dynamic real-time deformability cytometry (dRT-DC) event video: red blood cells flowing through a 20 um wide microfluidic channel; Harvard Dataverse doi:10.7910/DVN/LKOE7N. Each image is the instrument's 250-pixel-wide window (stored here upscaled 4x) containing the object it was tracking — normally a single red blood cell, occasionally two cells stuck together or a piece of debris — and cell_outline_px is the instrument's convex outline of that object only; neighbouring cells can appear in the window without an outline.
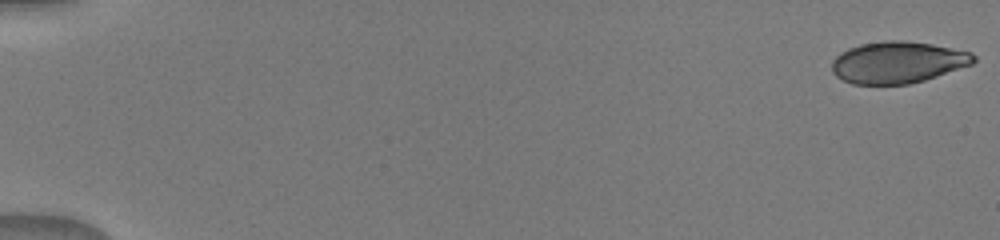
{"species": "human", "species_latin": "Homo sapiens", "temperature_condition": "warm", "stored_images_in_passage": 38, "camera_frame_rate_fps": 3000, "um_per_image_px": 0.085, "donor": {"sex": "male"}, "frame": {"image": 1, "passage_image": 1, "time_ms": 0.0, "image_size_px": [1000, 240], "cell_outline_px": [[976, 60], [972, 64], [924, 80], [908, 84], [852, 84], [836, 76], [832, 72], [832, 60], [840, 52], [848, 48], [860, 44], [884, 40], [904, 40], [932, 44], [972, 52], [976, 56]], "centroid_in_image_um": [76.29, 5.29], "position_along_channel_um": 8.7, "area_um2": 34.51}}
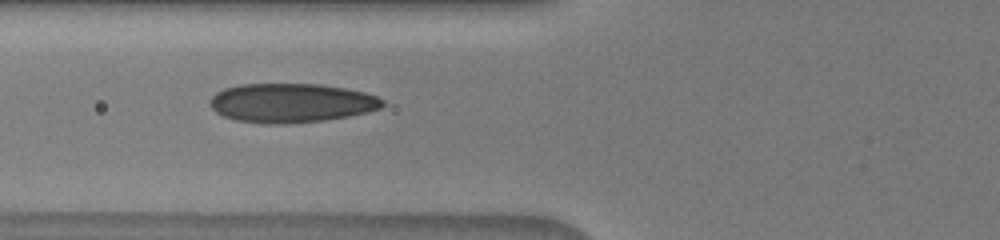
{"frame": {"image": 2, "passage_image": 11, "time_ms": 6.667, "image_size_px": [1000, 240], "cell_outline_px": [[384, 104], [380, 108], [368, 112], [348, 116], [324, 120], [276, 124], [268, 124], [236, 120], [224, 116], [216, 112], [208, 104], [208, 100], [216, 92], [224, 88], [240, 84], [320, 84], [344, 88], [364, 92], [376, 96], [384, 100]], "centroid_in_image_um": [24.73, 8.74], "position_along_channel_um": 101.1, "area_um2": 39.3}}
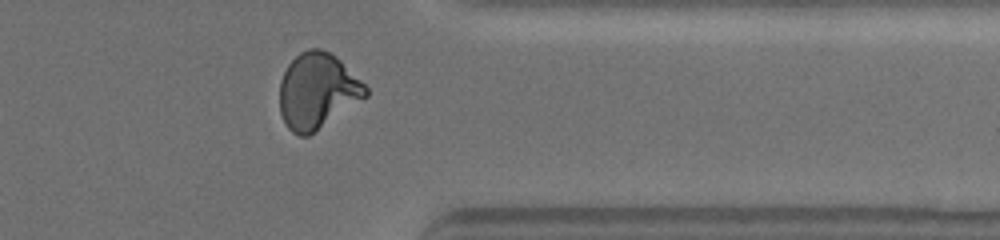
{"frame": {"image": 3, "passage_image": 30, "time_ms": 13.667, "image_size_px": [1000, 240], "cell_outline_px": [[368, 96], [308, 136], [300, 136], [292, 132], [284, 124], [280, 112], [280, 80], [288, 64], [300, 52], [308, 48], [320, 48], [336, 56], [368, 88]], "centroid_in_image_um": [26.96, 7.73], "position_along_channel_um": 384.4, "area_um2": 37.8}}